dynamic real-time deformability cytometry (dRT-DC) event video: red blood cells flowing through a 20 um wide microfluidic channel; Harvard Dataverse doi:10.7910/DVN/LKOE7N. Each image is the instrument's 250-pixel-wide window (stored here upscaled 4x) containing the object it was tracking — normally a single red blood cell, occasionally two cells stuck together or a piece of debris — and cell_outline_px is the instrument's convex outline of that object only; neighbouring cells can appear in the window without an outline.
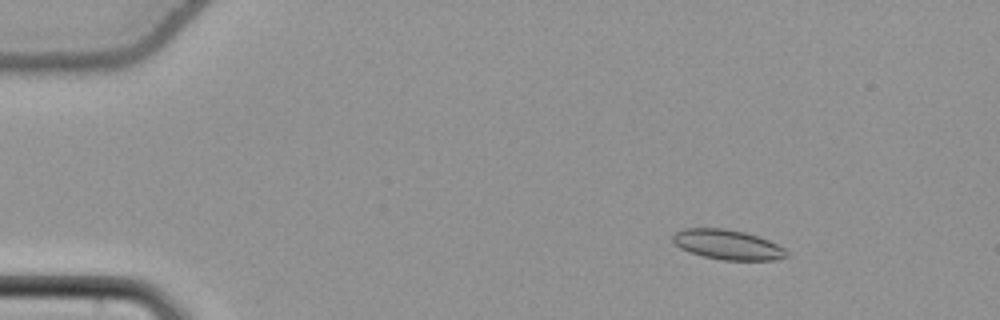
{"species": "common noctule bat (a hibernating species)", "species_latin": "Nyctalus noctula", "temperature_condition": "cold", "stored_images_in_passage": 56, "camera_frame_rate_fps": 3000, "um_per_image_px": 0.085, "animal": {"sex": "female", "body_mass_g": 22.7, "forearm_length_mm": 54.2}, "frame": {"image": 1, "passage_image": 9, "time_ms": 2.667, "image_size_px": [1000, 320], "cell_outline_px": [[788, 256], [776, 260], [724, 260], [704, 256], [680, 248], [672, 240], [672, 236], [676, 232], [684, 228], [724, 228], [744, 232], [768, 240], [784, 248], [788, 252]], "centroid_in_image_um": [61.85, 20.79], "position_along_channel_um": 23.1, "area_um2": 19.59}}
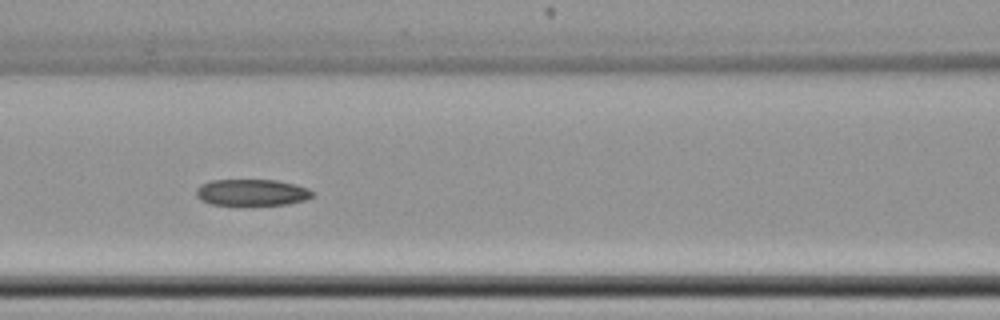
{"frame": {"image": 2, "passage_image": 26, "time_ms": 8.333, "image_size_px": [1000, 320], "cell_outline_px": [[312, 196], [304, 200], [288, 204], [212, 204], [200, 200], [196, 196], [196, 188], [200, 184], [212, 180], [276, 180], [308, 188], [312, 192]], "centroid_in_image_um": [21.36, 16.34], "position_along_channel_um": 145.2, "area_um2": 17.63}}
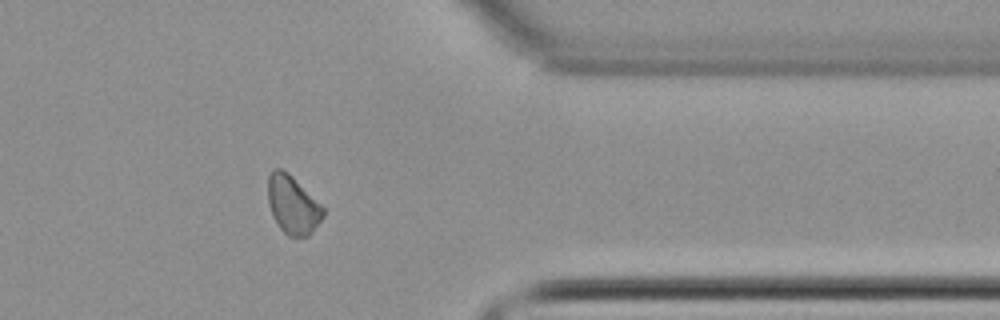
{"frame": {"image": 3, "passage_image": 46, "time_ms": 15.0, "image_size_px": [1000, 320], "cell_outline_px": [[324, 216], [308, 236], [288, 236], [280, 228], [272, 216], [268, 204], [268, 176], [272, 168], [280, 168], [288, 172], [324, 208]], "centroid_in_image_um": [24.85, 17.39], "position_along_channel_um": 386.5, "area_um2": 18.61}}